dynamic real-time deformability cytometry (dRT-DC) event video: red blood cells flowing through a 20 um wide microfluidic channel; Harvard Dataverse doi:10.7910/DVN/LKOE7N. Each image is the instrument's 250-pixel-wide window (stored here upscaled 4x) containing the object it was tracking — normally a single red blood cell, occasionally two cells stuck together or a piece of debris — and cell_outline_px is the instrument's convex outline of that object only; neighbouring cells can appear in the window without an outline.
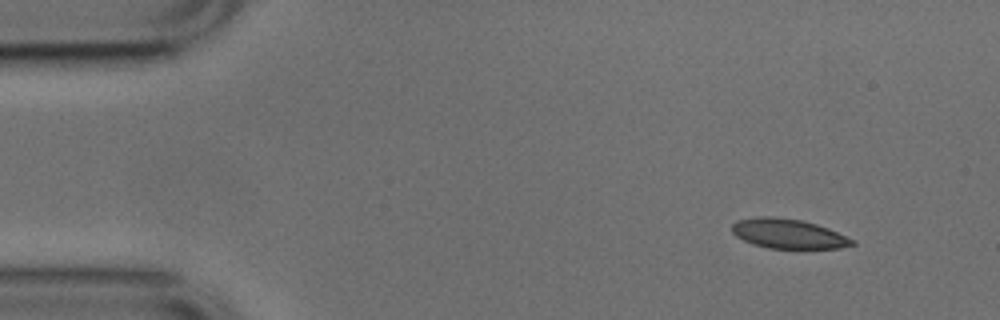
{"species": "common noctule bat (a hibernating species)", "species_latin": "Nyctalus noctula", "temperature_condition": "cold", "stored_images_in_passage": 5, "camera_frame_rate_fps": 3000, "um_per_image_px": 0.085, "animal": {"sex": "male", "body_mass_g": 17.9, "forearm_length_mm": 54.2}, "frame": {"image": 1, "passage_image": 2, "time_ms": 0.333, "image_size_px": [1000, 320], "cell_outline_px": [[856, 244], [840, 248], [768, 248], [752, 244], [736, 236], [732, 232], [732, 224], [736, 220], [756, 216], [772, 216], [800, 220], [816, 224], [828, 228], [856, 240]], "centroid_in_image_um": [66.99, 19.86], "position_along_channel_um": 18.0, "area_um2": 20.81}}